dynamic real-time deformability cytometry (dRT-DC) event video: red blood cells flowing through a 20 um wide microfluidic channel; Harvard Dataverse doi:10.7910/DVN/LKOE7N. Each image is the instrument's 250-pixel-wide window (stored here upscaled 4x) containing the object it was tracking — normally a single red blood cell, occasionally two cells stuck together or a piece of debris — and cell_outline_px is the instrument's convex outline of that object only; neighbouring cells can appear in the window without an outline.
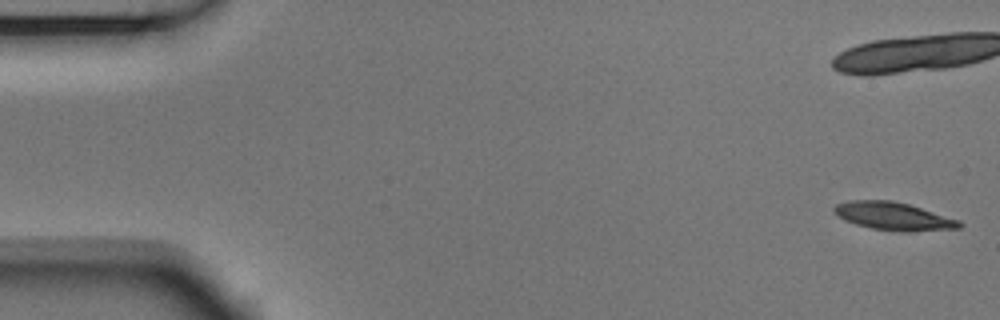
{"species": "Egyptian fruit bat (a non-hibernating species)", "species_latin": "Rousettus aegyptiacus", "temperature_condition": "room temperature", "stored_images_in_passage": 8, "camera_frame_rate_fps": 3000, "um_per_image_px": 0.085, "animal": {"sex": "male"}, "frame": {"image": 1, "passage_image": 1, "time_ms": 0.0, "image_size_px": [1000, 320], "cell_outline_px": [[964, 224], [960, 228], [872, 228], [856, 224], [844, 220], [832, 212], [832, 208], [836, 204], [848, 200], [892, 200], [908, 204], [960, 220]], "centroid_in_image_um": [75.82, 18.29], "position_along_channel_um": 9.2, "area_um2": 19.13}}
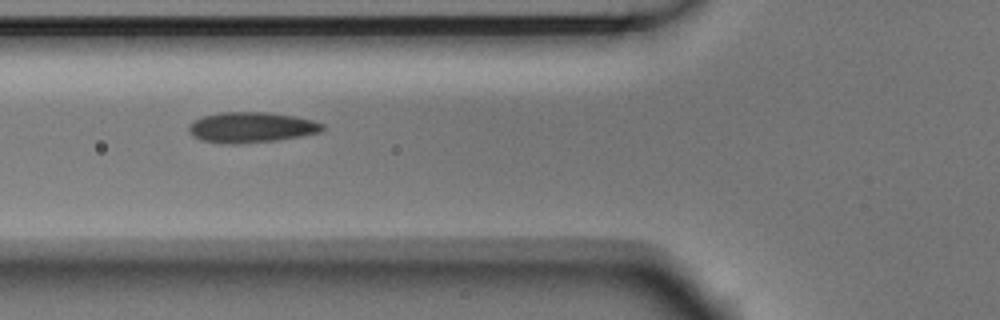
{"frame": {"image": 2, "passage_image": 7, "time_ms": 2.0, "image_size_px": [1000, 320], "cell_outline_px": [[324, 128], [320, 132], [300, 136], [276, 140], [240, 144], [220, 144], [200, 140], [192, 136], [188, 132], [188, 124], [204, 116], [220, 112], [268, 112], [296, 116], [312, 120], [324, 124]], "centroid_in_image_um": [21.32, 10.83], "position_along_channel_um": 104.5, "area_um2": 23.99}}
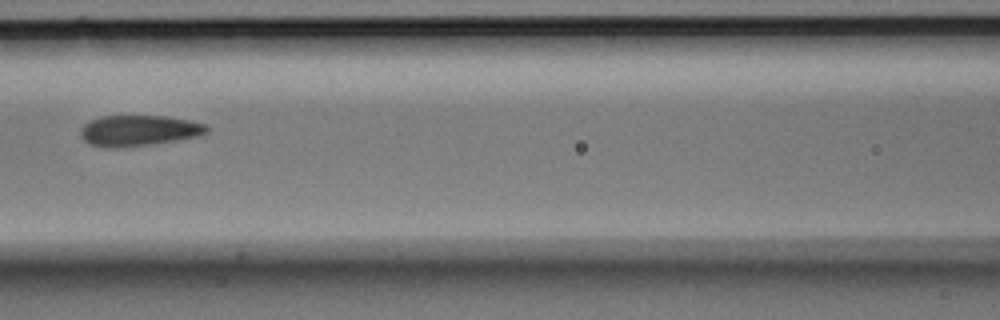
{"frame": {"image": 3, "passage_image": 8, "time_ms": 2.333, "image_size_px": [1000, 320], "cell_outline_px": [[208, 132], [200, 136], [152, 144], [124, 148], [108, 148], [88, 144], [80, 136], [80, 128], [84, 124], [100, 116], [168, 116], [188, 120], [204, 124], [208, 128]], "centroid_in_image_um": [11.76, 11.11], "position_along_channel_um": 154.8, "area_um2": 22.83}}